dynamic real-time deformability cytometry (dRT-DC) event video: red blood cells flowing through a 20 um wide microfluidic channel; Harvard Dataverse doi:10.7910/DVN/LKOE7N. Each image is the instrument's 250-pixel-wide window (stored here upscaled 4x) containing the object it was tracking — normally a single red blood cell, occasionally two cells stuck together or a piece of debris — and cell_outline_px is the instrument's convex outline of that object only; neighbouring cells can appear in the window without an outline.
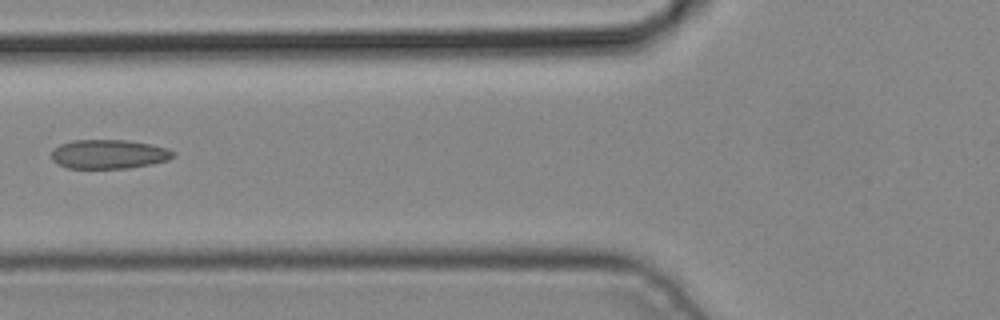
{"species": "common noctule bat (a hibernating species)", "species_latin": "Nyctalus noctula", "temperature_condition": "cold", "stored_images_in_passage": 6, "camera_frame_rate_fps": 3000, "um_per_image_px": 0.085, "animal": {"sex": "male", "body_mass_g": 19.2, "forearm_length_mm": 51.8}, "frame": {"image": 1, "passage_image": 6, "time_ms": 1.667, "image_size_px": [1000, 320], "cell_outline_px": [[176, 156], [168, 160], [152, 164], [128, 168], [68, 168], [56, 164], [52, 160], [52, 152], [60, 144], [72, 140], [128, 140], [168, 148], [176, 152]], "centroid_in_image_um": [9.27, 13.11], "position_along_channel_um": 116.5, "area_um2": 20.75}}